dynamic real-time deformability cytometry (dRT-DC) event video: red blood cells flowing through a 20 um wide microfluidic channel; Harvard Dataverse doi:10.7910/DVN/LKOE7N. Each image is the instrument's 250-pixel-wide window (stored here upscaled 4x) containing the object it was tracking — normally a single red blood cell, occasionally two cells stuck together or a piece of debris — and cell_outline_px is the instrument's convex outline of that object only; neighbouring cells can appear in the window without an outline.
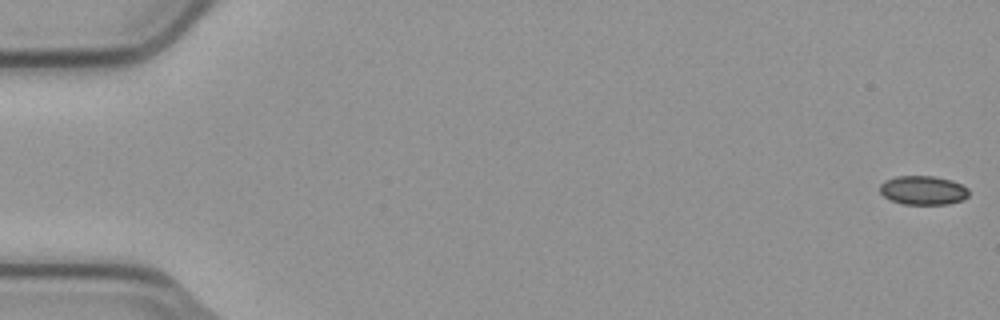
{"species": "common noctule bat (a hibernating species)", "species_latin": "Nyctalus noctula", "temperature_condition": "cold", "stored_images_in_passage": 6, "camera_frame_rate_fps": 3000, "um_per_image_px": 0.085, "animal": {"sex": "male", "body_mass_g": 23.1, "forearm_length_mm": 52.7}, "frame": {"image": 1, "passage_image": 1, "time_ms": 0.0, "image_size_px": [1000, 320], "cell_outline_px": [[968, 196], [964, 200], [948, 204], [904, 204], [892, 200], [884, 196], [880, 192], [880, 184], [884, 180], [896, 176], [936, 176], [952, 180], [968, 188]], "centroid_in_image_um": [78.47, 16.16], "position_along_channel_um": 6.5, "area_um2": 15.09}}